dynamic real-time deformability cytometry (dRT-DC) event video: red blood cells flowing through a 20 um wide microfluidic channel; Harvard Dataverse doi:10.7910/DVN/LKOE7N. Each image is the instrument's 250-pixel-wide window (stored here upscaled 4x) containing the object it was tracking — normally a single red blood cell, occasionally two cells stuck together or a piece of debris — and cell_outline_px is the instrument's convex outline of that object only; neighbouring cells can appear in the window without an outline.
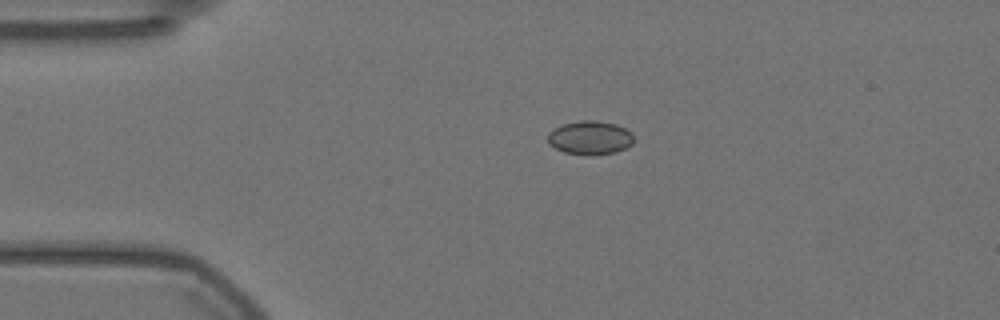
{"species": "Egyptian fruit bat (a non-hibernating species)", "species_latin": "Rousettus aegyptiacus", "temperature_condition": "warm", "stored_images_in_passage": 46, "camera_frame_rate_fps": 3000, "um_per_image_px": 0.085, "animal": {"sex": "female"}, "frame": {"image": 1, "passage_image": 1, "time_ms": 0.0, "image_size_px": [1000, 320], "cell_outline_px": [[632, 144], [616, 152], [564, 152], [548, 144], [548, 132], [564, 124], [580, 120], [596, 120], [616, 124], [632, 132]], "centroid_in_image_um": [50.15, 11.65], "position_along_channel_um": 34.9, "area_um2": 16.13}}
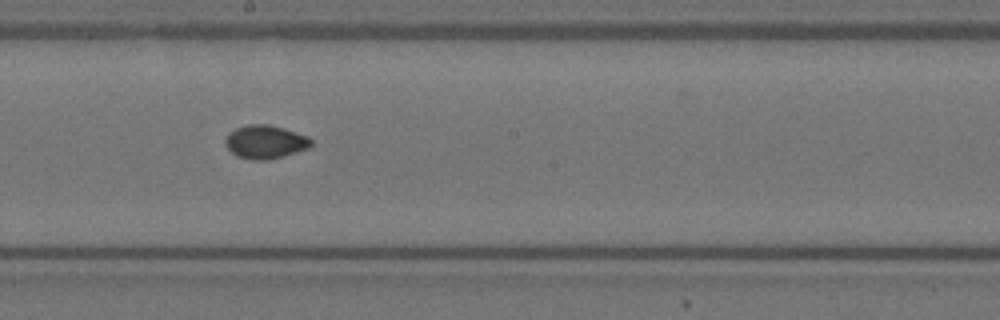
{"frame": {"image": 2, "passage_image": 20, "time_ms": 6.333, "image_size_px": [1000, 320], "cell_outline_px": [[312, 144], [308, 148], [284, 156], [268, 160], [252, 160], [236, 156], [228, 148], [224, 140], [228, 132], [236, 128], [248, 124], [268, 124], [284, 128], [308, 136], [312, 140]], "centroid_in_image_um": [22.54, 12.06], "position_along_channel_um": 225.7, "area_um2": 16.82}}
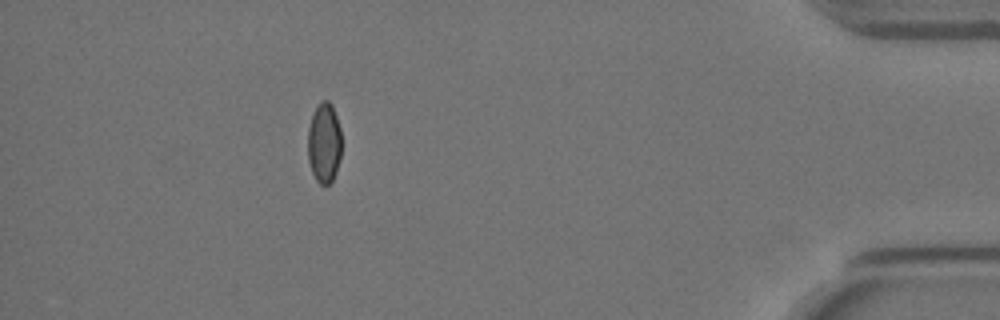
{"frame": {"image": 3, "passage_image": 40, "time_ms": 13.0, "image_size_px": [1000, 320], "cell_outline_px": [[340, 156], [336, 172], [332, 180], [328, 184], [320, 184], [316, 180], [312, 172], [308, 160], [308, 128], [312, 112], [316, 104], [320, 100], [328, 100], [332, 104], [340, 128]], "centroid_in_image_um": [27.53, 12.09], "position_along_channel_um": 407.7, "area_um2": 15.9}, "authors_computed_cell_mechanics": {"area_um2": 16.3285, "velocity_mm_per_s": 3.5636, "shape_relaxation_time_tau1_ms": 9.2546, "shape_relaxation_time_tau2_ms": 1.0454, "deformation_change_tau1": 0.1018, "deformation_change_tau2": 0.0278}}